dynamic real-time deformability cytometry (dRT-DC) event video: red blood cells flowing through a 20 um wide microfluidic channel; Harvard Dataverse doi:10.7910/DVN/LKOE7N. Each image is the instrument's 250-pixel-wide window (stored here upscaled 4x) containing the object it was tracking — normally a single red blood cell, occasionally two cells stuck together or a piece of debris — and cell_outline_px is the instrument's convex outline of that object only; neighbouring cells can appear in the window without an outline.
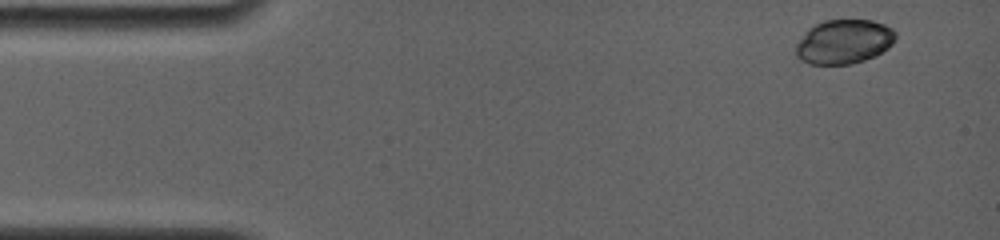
{"species": "common noctule bat (a hibernating species)", "species_latin": "Nyctalus noctula", "temperature_condition": "room temperature", "stored_images_in_passage": 5, "camera_frame_rate_fps": 4000, "um_per_image_px": 0.085, "animal": {"sex": "female", "body_mass_g": 19.0, "forearm_length_mm": 56.7}, "frame": {"image": 1, "passage_image": 1, "time_ms": 0.0, "image_size_px": [1000, 240], "cell_outline_px": [[896, 36], [892, 44], [888, 48], [876, 56], [852, 64], [808, 64], [800, 60], [796, 56], [796, 44], [804, 32], [808, 28], [824, 20], [872, 20], [884, 24], [892, 28], [896, 32]], "centroid_in_image_um": [71.73, 3.55], "position_along_channel_um": 13.3, "area_um2": 25.95}}
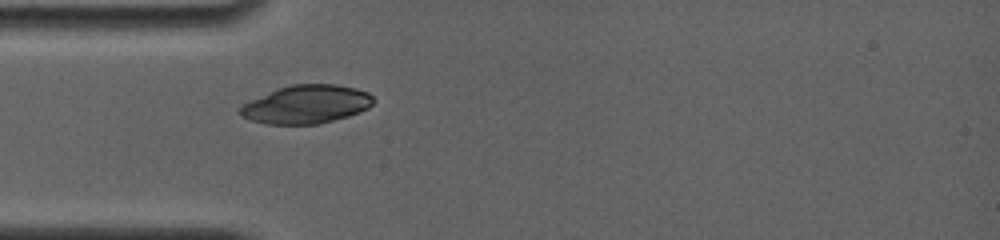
{"frame": {"image": 2, "passage_image": 5, "time_ms": 3.75, "image_size_px": [1000, 240], "cell_outline_px": [[376, 100], [368, 108], [360, 112], [348, 116], [320, 124], [268, 124], [252, 120], [240, 116], [240, 108], [244, 104], [276, 88], [292, 84], [336, 84], [356, 88], [368, 92]], "centroid_in_image_um": [26.08, 8.86], "position_along_channel_um": 58.9, "area_um2": 29.77}}